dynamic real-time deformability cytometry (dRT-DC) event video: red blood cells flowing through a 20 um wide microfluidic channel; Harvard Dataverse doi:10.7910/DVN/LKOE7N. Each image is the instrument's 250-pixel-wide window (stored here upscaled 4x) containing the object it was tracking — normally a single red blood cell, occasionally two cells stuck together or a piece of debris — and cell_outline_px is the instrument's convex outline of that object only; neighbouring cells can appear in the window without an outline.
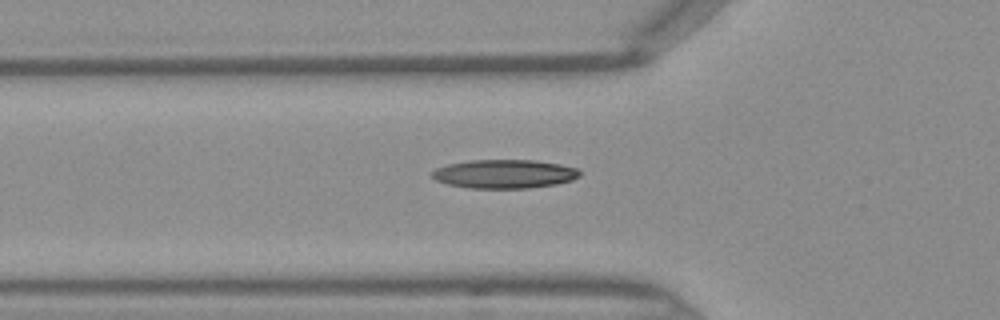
{"species": "Egyptian fruit bat (a non-hibernating species)", "species_latin": "Rousettus aegyptiacus", "temperature_condition": "warm", "stored_images_in_passage": 35, "camera_frame_rate_fps": 3000, "um_per_image_px": 0.085, "frame": {"image": 1, "passage_image": 9, "time_ms": 2.667, "image_size_px": [1000, 320], "cell_outline_px": [[580, 176], [572, 180], [556, 184], [528, 188], [468, 188], [448, 184], [436, 180], [432, 176], [432, 172], [436, 168], [448, 164], [468, 160], [536, 160], [560, 164], [576, 168], [580, 172]], "centroid_in_image_um": [42.87, 14.78], "position_along_channel_um": 82.9, "area_um2": 24.74}}
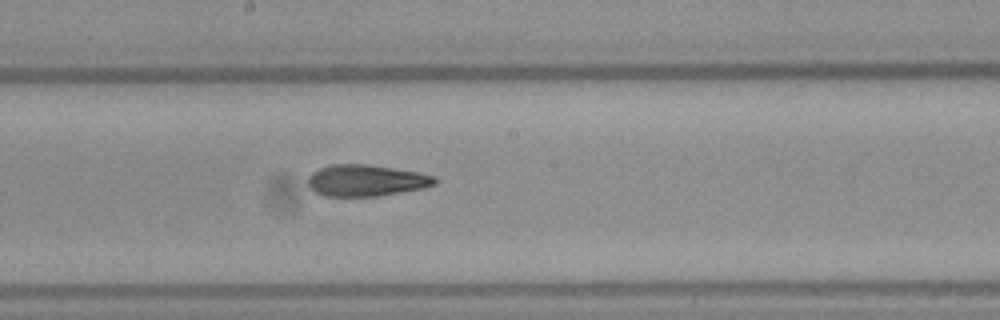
{"frame": {"image": 2, "passage_image": 18, "time_ms": 5.667, "image_size_px": [1000, 320], "cell_outline_px": [[436, 184], [424, 188], [380, 196], [324, 196], [316, 192], [308, 184], [308, 176], [312, 172], [320, 168], [332, 164], [368, 164], [416, 172], [436, 176]], "centroid_in_image_um": [31.12, 15.34], "position_along_channel_um": 217.1, "area_um2": 23.24}}
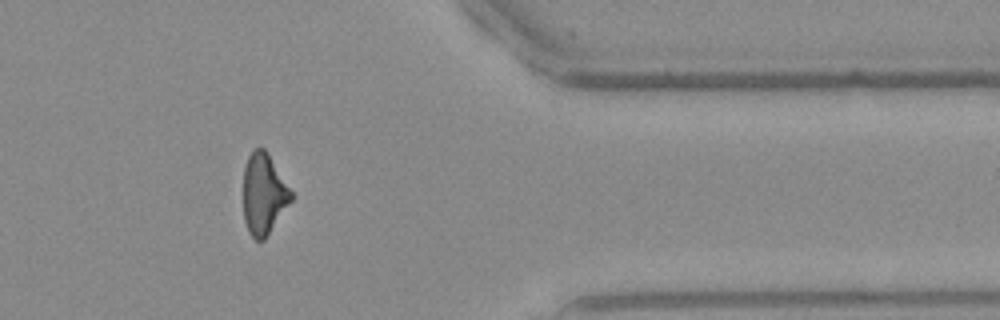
{"frame": {"image": 3, "passage_image": 31, "time_ms": 10.0, "image_size_px": [1000, 320], "cell_outline_px": [[292, 200], [264, 240], [256, 240], [248, 232], [244, 220], [244, 168], [248, 156], [252, 148], [264, 148], [268, 152], [292, 192]], "centroid_in_image_um": [22.41, 16.47], "position_along_channel_um": 389.0, "area_um2": 22.48}}